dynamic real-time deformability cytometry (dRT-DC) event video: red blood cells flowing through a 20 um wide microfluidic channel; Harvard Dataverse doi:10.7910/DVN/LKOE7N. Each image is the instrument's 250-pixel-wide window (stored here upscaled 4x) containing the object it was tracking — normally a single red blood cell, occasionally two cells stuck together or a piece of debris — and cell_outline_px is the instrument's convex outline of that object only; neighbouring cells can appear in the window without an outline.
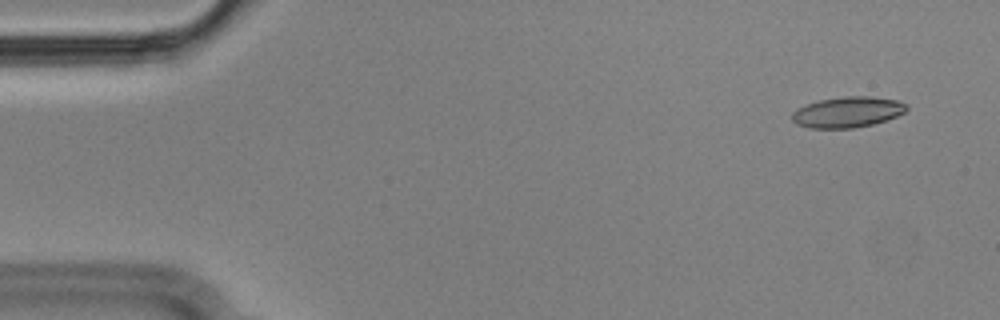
{"species": "Egyptian fruit bat (a non-hibernating species)", "species_latin": "Rousettus aegyptiacus", "temperature_condition": "cold", "stored_images_in_passage": 54, "camera_frame_rate_fps": 3000, "um_per_image_px": 0.085, "animal": {"sex": "male"}, "frame": {"image": 1, "passage_image": 2, "time_ms": 0.333, "image_size_px": [1000, 320], "cell_outline_px": [[908, 108], [904, 112], [888, 120], [872, 124], [852, 128], [808, 128], [796, 124], [792, 120], [792, 112], [796, 108], [804, 104], [820, 100], [844, 96], [872, 96], [900, 100], [908, 104]], "centroid_in_image_um": [72.04, 9.52], "position_along_channel_um": 13.0, "area_um2": 20.81}}
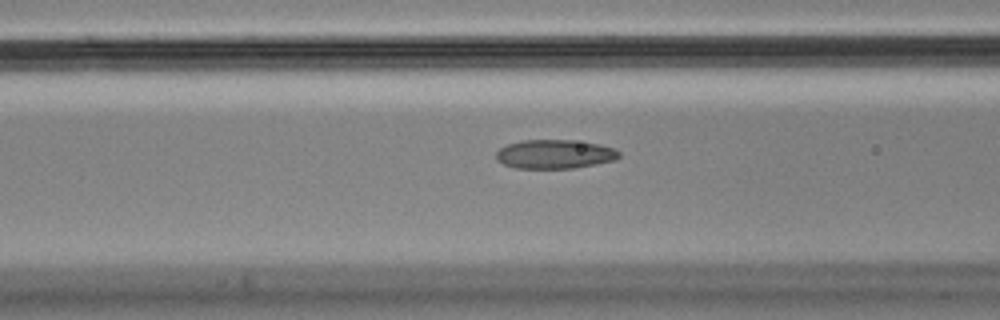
{"frame": {"image": 2, "passage_image": 20, "time_ms": 6.333, "image_size_px": [1000, 320], "cell_outline_px": [[620, 156], [616, 160], [596, 164], [572, 168], [516, 168], [504, 164], [496, 160], [496, 152], [500, 148], [508, 144], [520, 140], [572, 140], [600, 144], [616, 148], [620, 152]], "centroid_in_image_um": [47.17, 13.1], "position_along_channel_um": 119.4, "area_um2": 20.87}}
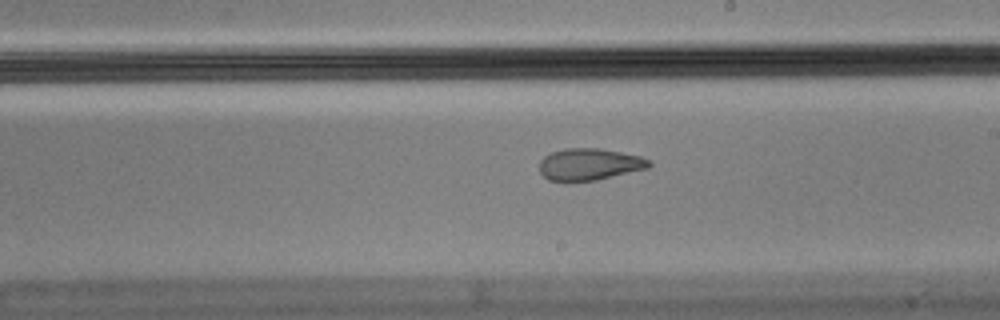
{"frame": {"image": 3, "passage_image": 30, "time_ms": 9.667, "image_size_px": [1000, 320], "cell_outline_px": [[652, 164], [648, 168], [596, 180], [548, 180], [540, 172], [540, 160], [544, 156], [552, 152], [564, 148], [600, 148], [640, 156], [648, 160]], "centroid_in_image_um": [50.09, 13.95], "position_along_channel_um": 238.9, "area_um2": 20.06}, "authors_computed_cell_mechanics": {"area_um2": 21.2704, "velocity_mm_per_s": 3.5795, "shape_relaxation_time_tau1_ms": null, "shape_relaxation_time_tau2_ms": 2.2999, "deformation_change_tau1": null, "deformation_change_tau2": 0.0836}}